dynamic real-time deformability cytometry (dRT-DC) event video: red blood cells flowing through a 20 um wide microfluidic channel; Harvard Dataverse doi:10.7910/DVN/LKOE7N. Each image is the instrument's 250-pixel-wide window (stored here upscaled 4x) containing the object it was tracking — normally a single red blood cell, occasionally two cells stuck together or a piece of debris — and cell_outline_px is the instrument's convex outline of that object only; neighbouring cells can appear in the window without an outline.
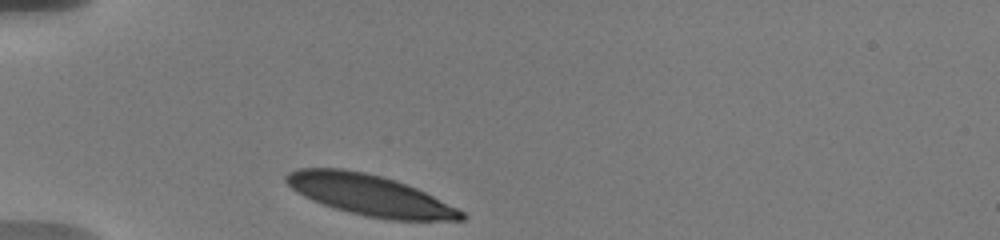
{"species": "human", "species_latin": "Homo sapiens", "temperature_condition": "warm", "stored_images_in_passage": 27, "camera_frame_rate_fps": 3000, "um_per_image_px": 0.085, "donor": {"sex": "male"}, "frame": {"image": 1, "passage_image": 1, "time_ms": 0.0, "image_size_px": [1000, 240], "cell_outline_px": [[468, 216], [464, 220], [388, 220], [348, 212], [312, 200], [296, 192], [284, 180], [284, 176], [288, 172], [296, 168], [344, 168], [364, 172], [396, 180], [416, 188], [464, 212]], "centroid_in_image_um": [31.4, 16.57], "position_along_channel_um": 53.6, "area_um2": 41.38}}
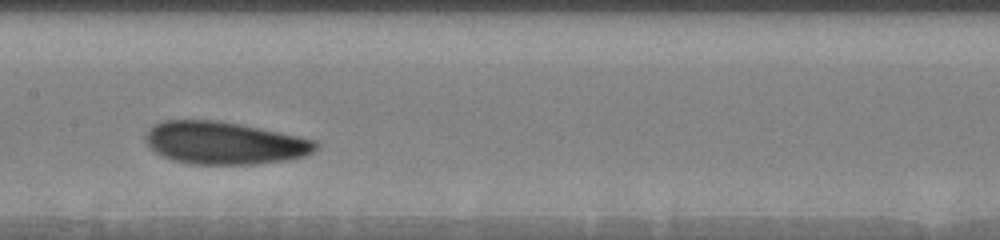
{"frame": {"image": 2, "passage_image": 10, "time_ms": 4.333, "image_size_px": [1000, 240], "cell_outline_px": [[320, 144], [308, 156], [288, 160], [256, 164], [192, 164], [172, 160], [160, 156], [144, 140], [144, 136], [148, 128], [152, 124], [164, 120], [220, 120], [300, 136], [316, 140]], "centroid_in_image_um": [19.07, 12.15], "position_along_channel_um": 188.3, "area_um2": 42.71}}
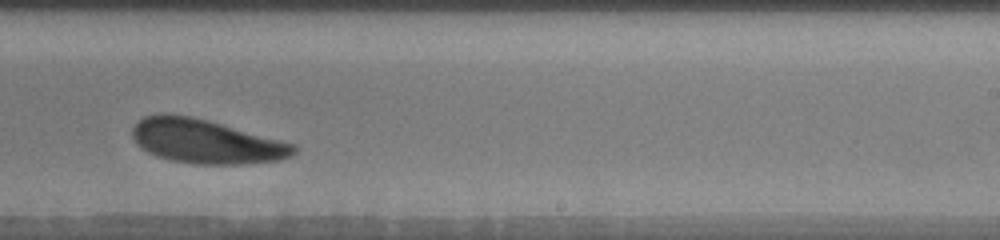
{"frame": {"image": 3, "passage_image": 16, "time_ms": 6.667, "image_size_px": [1000, 240], "cell_outline_px": [[296, 152], [292, 156], [280, 160], [244, 164], [192, 164], [172, 160], [156, 156], [140, 148], [136, 144], [132, 136], [132, 128], [144, 116], [156, 112], [168, 112], [208, 120], [296, 144]], "centroid_in_image_um": [17.48, 12.01], "position_along_channel_um": 271.5, "area_um2": 41.79}, "authors_computed_cell_mechanics": {"area_um2": 42.3096, "velocity_mm_per_s": 3.5794, "shape_relaxation_time_tau1_ms": 2.2818, "shape_relaxation_time_tau2_ms": null, "deformation_change_tau1": 0.1115, "deformation_change_tau2": null}}